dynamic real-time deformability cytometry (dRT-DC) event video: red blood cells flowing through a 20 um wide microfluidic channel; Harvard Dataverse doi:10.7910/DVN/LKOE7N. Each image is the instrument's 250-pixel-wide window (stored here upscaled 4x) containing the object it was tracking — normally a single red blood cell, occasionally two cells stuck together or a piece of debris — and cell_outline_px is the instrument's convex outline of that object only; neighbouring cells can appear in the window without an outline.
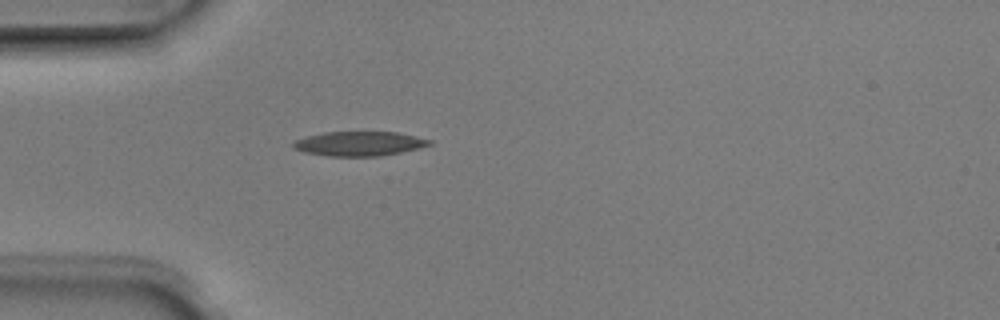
{"species": "Egyptian fruit bat (a non-hibernating species)", "species_latin": "Rousettus aegyptiacus", "temperature_condition": "room temperature", "stored_images_in_passage": 3, "camera_frame_rate_fps": 3000, "um_per_image_px": 0.085, "animal": {"sex": "male"}, "frame": {"image": 1, "passage_image": 3, "time_ms": 0.667, "image_size_px": [1000, 320], "cell_outline_px": [[432, 144], [420, 148], [380, 156], [328, 156], [304, 152], [292, 148], [292, 144], [296, 140], [308, 136], [324, 132], [396, 132], [416, 136], [432, 140]], "centroid_in_image_um": [30.54, 12.21], "position_along_channel_um": 54.5, "area_um2": 19.36}}